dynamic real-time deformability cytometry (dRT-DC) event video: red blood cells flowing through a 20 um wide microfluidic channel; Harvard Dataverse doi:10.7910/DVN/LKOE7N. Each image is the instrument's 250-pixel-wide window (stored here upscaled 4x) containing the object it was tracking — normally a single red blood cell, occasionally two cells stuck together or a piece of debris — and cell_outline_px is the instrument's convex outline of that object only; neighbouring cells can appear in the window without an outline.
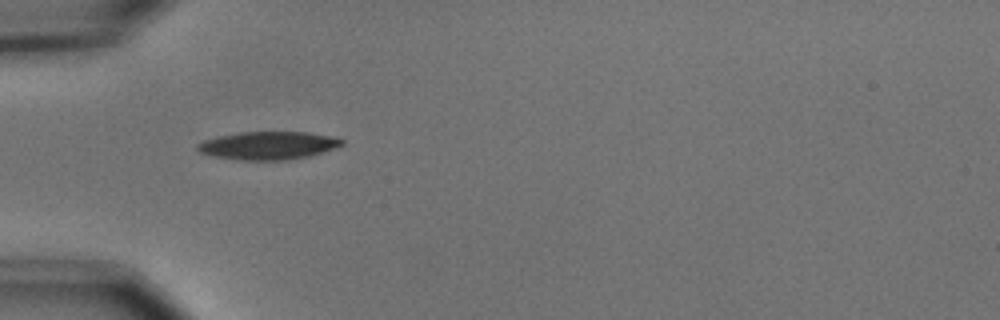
{"species": "common noctule bat (a hibernating species)", "species_latin": "Nyctalus noctula", "temperature_condition": "cold", "stored_images_in_passage": 31, "camera_frame_rate_fps": 3000, "um_per_image_px": 0.085, "animal": {"sex": "male", "body_mass_g": 15.6}, "frame": {"image": 1, "passage_image": 1, "time_ms": 0.0, "image_size_px": [1000, 320], "cell_outline_px": [[344, 144], [336, 148], [308, 156], [288, 160], [240, 160], [212, 156], [200, 152], [196, 148], [196, 144], [204, 140], [220, 136], [240, 132], [308, 132], [328, 136], [344, 140]], "centroid_in_image_um": [22.78, 12.37], "position_along_channel_um": 62.2, "area_um2": 23.47}}
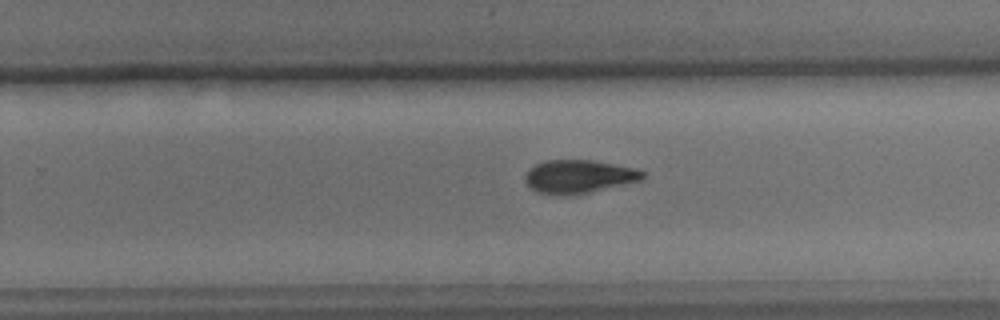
{"frame": {"image": 2, "passage_image": 19, "time_ms": 6.0, "image_size_px": [1000, 320], "cell_outline_px": [[644, 180], [576, 196], [564, 196], [536, 192], [524, 180], [524, 176], [528, 168], [544, 160], [592, 160], [636, 168], [644, 172]], "centroid_in_image_um": [49.2, 15.02], "position_along_channel_um": 280.6, "area_um2": 23.35}}
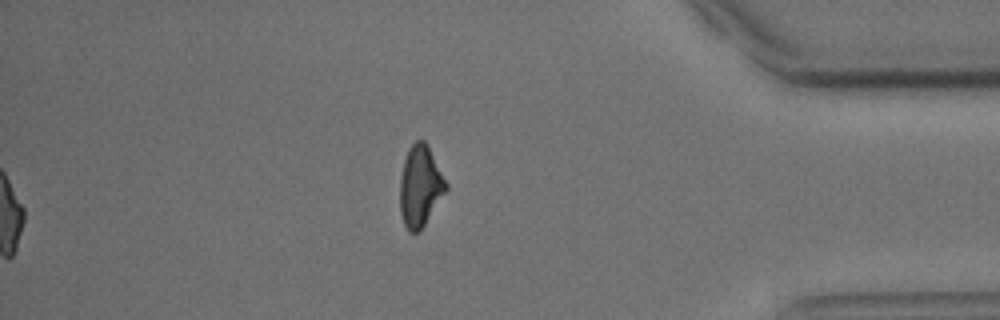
{"frame": {"image": 3, "passage_image": 31, "time_ms": 10.0, "image_size_px": [1000, 320], "cell_outline_px": [[448, 188], [424, 224], [416, 232], [408, 232], [404, 224], [400, 212], [400, 176], [404, 160], [408, 148], [416, 140], [424, 140], [428, 144], [448, 184]], "centroid_in_image_um": [35.71, 15.78], "position_along_channel_um": 399.5, "area_um2": 21.68}, "authors_computed_cell_mechanics": {"area_um2": 23.409, "velocity_mm_per_s": 3.6917, "shape_relaxation_time_tau1_ms": 3.4398, "shape_relaxation_time_tau2_ms": null, "deformation_change_tau1": 0.1399, "deformation_change_tau2": null}}